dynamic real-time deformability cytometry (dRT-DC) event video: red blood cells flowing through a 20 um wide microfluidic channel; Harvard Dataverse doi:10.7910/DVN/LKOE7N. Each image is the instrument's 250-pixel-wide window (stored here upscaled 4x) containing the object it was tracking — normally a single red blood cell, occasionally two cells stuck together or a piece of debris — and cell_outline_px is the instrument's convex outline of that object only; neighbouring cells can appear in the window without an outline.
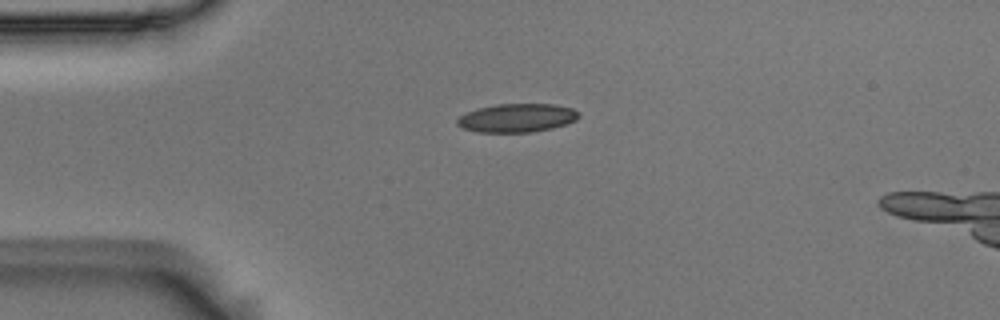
{"species": "Egyptian fruit bat (a non-hibernating species)", "species_latin": "Rousettus aegyptiacus", "temperature_condition": "room temperature", "stored_images_in_passage": 8, "camera_frame_rate_fps": 3000, "um_per_image_px": 0.085, "animal": {"sex": "male"}, "frame": {"image": 1, "passage_image": 2, "time_ms": 0.333, "image_size_px": [1000, 320], "cell_outline_px": [[580, 116], [576, 120], [552, 128], [532, 132], [476, 132], [460, 128], [456, 124], [456, 120], [460, 116], [476, 108], [496, 104], [552, 104], [572, 108], [580, 112]], "centroid_in_image_um": [43.91, 10.02], "position_along_channel_um": 41.1, "area_um2": 20.35}}
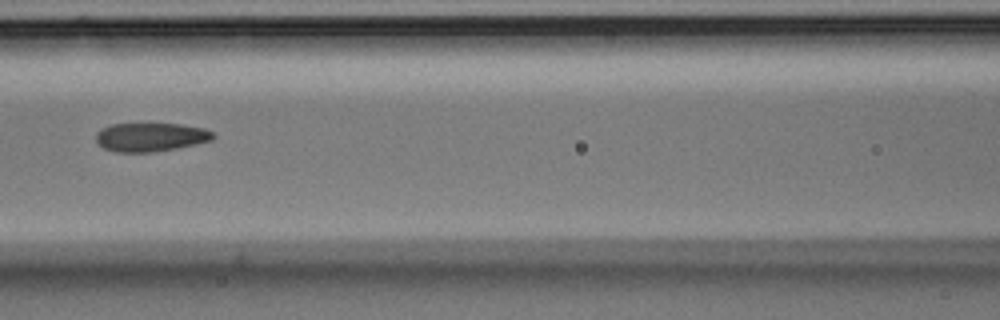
{"frame": {"image": 2, "passage_image": 5, "time_ms": 1.333, "image_size_px": [1000, 320], "cell_outline_px": [[216, 136], [212, 140], [196, 144], [176, 148], [152, 152], [116, 152], [104, 148], [96, 140], [96, 132], [112, 124], [180, 124], [204, 128], [212, 132]], "centroid_in_image_um": [12.82, 11.65], "position_along_channel_um": 153.8, "area_um2": 19.42}}
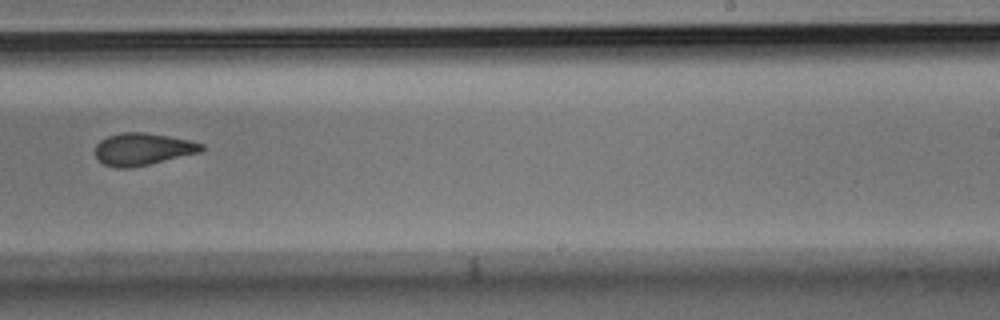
{"frame": {"image": 3, "passage_image": 8, "time_ms": 2.333, "image_size_px": [1000, 320], "cell_outline_px": [[204, 148], [200, 152], [132, 168], [116, 168], [104, 164], [96, 156], [96, 144], [100, 140], [108, 136], [120, 132], [144, 132], [192, 140], [204, 144]], "centroid_in_image_um": [12.14, 12.67], "position_along_channel_um": 276.9, "area_um2": 19.94}}